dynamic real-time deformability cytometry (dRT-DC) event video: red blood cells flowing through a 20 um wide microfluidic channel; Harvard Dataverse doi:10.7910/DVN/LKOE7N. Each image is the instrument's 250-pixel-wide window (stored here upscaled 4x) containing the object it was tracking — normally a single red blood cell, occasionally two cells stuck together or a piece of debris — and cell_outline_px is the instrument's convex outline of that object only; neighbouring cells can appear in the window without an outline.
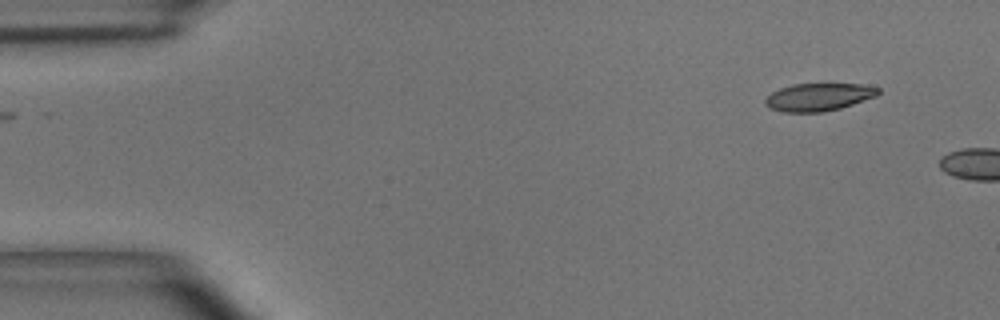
{"species": "common noctule bat (a hibernating species)", "species_latin": "Nyctalus noctula", "temperature_condition": "room temperature", "stored_images_in_passage": 4, "camera_frame_rate_fps": 3000, "um_per_image_px": 0.085, "animal": {"sex": "male", "body_mass_g": 15.6}, "frame": {"image": 1, "passage_image": 1, "time_ms": 0.0, "image_size_px": [1000, 320], "cell_outline_px": [[880, 92], [876, 96], [840, 108], [824, 112], [780, 112], [764, 104], [764, 100], [772, 92], [780, 88], [792, 84], [860, 84], [880, 88]], "centroid_in_image_um": [69.57, 8.25], "position_along_channel_um": 15.4, "area_um2": 18.15}}